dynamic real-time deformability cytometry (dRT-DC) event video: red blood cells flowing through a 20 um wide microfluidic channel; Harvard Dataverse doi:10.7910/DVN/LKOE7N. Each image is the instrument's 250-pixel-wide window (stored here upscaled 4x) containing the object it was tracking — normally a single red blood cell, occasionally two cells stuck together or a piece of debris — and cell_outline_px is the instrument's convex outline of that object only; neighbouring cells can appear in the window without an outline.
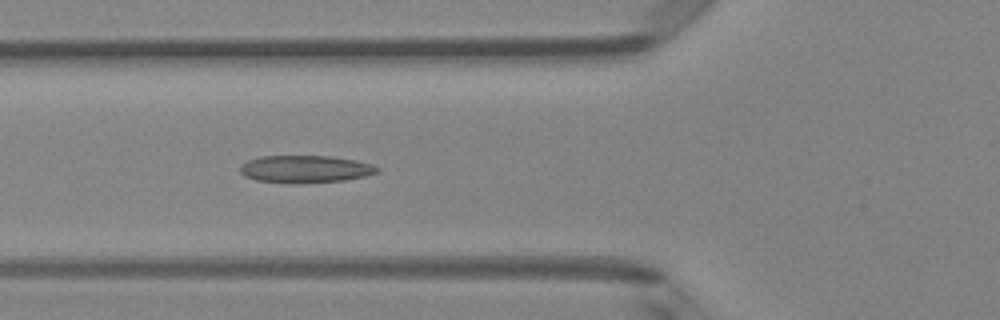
{"species": "Egyptian fruit bat (a non-hibernating species)", "species_latin": "Rousettus aegyptiacus", "temperature_condition": "room temperature", "stored_images_in_passage": 6, "camera_frame_rate_fps": 3000, "um_per_image_px": 0.085, "animal": {"sex": "female"}, "frame": {"image": 1, "passage_image": 6, "time_ms": 1.667, "image_size_px": [1000, 320], "cell_outline_px": [[380, 172], [364, 176], [344, 180], [256, 180], [244, 176], [240, 172], [240, 164], [248, 160], [260, 156], [328, 156], [356, 160], [372, 164], [380, 168]], "centroid_in_image_um": [25.97, 14.31], "position_along_channel_um": 99.8, "area_um2": 20.75}}